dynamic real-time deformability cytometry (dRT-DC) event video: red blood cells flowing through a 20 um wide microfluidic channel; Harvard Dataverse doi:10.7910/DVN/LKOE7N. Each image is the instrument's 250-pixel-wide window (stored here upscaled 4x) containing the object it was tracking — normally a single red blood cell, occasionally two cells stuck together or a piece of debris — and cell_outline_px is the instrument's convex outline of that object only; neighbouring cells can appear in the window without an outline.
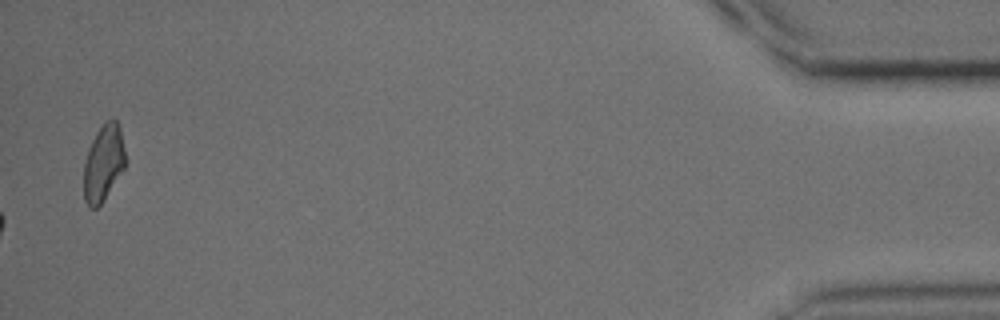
{"species": "common noctule bat (a hibernating species)", "species_latin": "Nyctalus noctula", "temperature_condition": "cold", "stored_images_in_passage": 30, "camera_frame_rate_fps": 3000, "um_per_image_px": 0.085, "animal": {"sex": "male", "body_mass_g": 15.6}, "frame": {"image": 1, "passage_image": 30, "time_ms": 9.667, "image_size_px": [1000, 320], "cell_outline_px": [[124, 168], [104, 200], [96, 208], [88, 208], [84, 200], [84, 160], [88, 148], [96, 132], [104, 120], [112, 116], [116, 120], [120, 128], [124, 148]], "centroid_in_image_um": [8.77, 13.82], "position_along_channel_um": 426.4, "area_um2": 18.67}}